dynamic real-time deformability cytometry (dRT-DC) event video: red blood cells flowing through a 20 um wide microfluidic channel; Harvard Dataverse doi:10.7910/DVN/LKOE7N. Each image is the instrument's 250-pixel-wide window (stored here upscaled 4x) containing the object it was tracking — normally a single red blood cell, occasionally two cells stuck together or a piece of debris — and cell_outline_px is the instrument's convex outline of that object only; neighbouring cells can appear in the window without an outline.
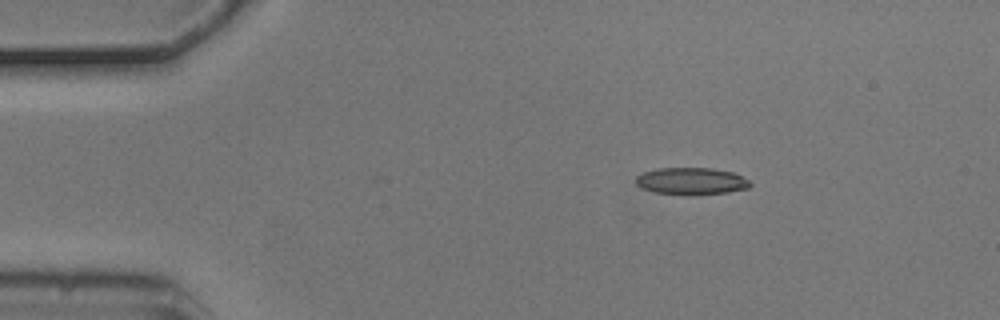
{"species": "common noctule bat (a hibernating species)", "species_latin": "Nyctalus noctula", "temperature_condition": "cold", "stored_images_in_passage": 3, "camera_frame_rate_fps": 3000, "um_per_image_px": 0.085, "animal": {"sex": "male", "body_mass_g": 20.5, "forearm_length_mm": 52.5}, "frame": {"image": 1, "passage_image": 1, "time_ms": 0.0, "image_size_px": [1000, 320], "cell_outline_px": [[752, 184], [748, 188], [728, 192], [696, 196], [684, 196], [656, 192], [640, 188], [636, 184], [636, 176], [644, 172], [656, 168], [712, 168], [736, 172], [748, 180]], "centroid_in_image_um": [58.77, 15.41], "position_along_channel_um": 26.2, "area_um2": 18.5}}
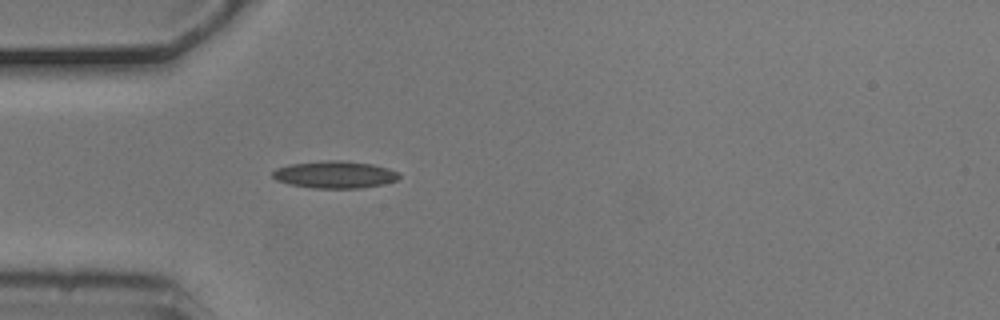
{"frame": {"image": 2, "passage_image": 3, "time_ms": 0.667, "image_size_px": [1000, 320], "cell_outline_px": [[400, 176], [396, 180], [384, 184], [360, 188], [312, 188], [288, 184], [276, 180], [272, 176], [272, 172], [276, 168], [288, 164], [324, 160], [340, 160], [372, 164], [388, 168], [400, 172]], "centroid_in_image_um": [28.44, 14.84], "position_along_channel_um": 56.6, "area_um2": 20.23}}